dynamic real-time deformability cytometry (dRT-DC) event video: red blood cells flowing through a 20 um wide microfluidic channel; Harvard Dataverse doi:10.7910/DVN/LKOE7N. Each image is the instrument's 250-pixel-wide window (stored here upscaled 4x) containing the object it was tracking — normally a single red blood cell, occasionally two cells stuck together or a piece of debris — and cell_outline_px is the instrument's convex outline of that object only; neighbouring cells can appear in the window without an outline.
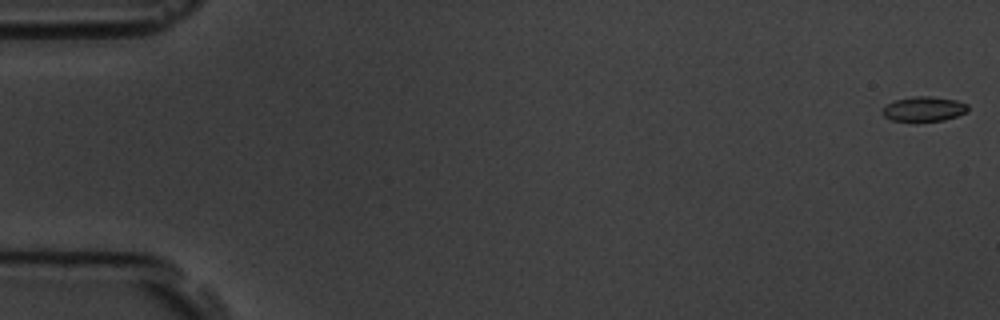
{"species": "common noctule bat (a hibernating species)", "species_latin": "Nyctalus noctula", "temperature_condition": "room temperature", "stored_images_in_passage": 58, "camera_frame_rate_fps": 3000, "um_per_image_px": 0.085, "animal": {"sex": "male", "body_mass_g": 19.5, "forearm_length_mm": 54.6}, "frame": {"image": 1, "passage_image": 1, "time_ms": 0.0, "image_size_px": [1000, 320], "cell_outline_px": [[968, 112], [944, 120], [892, 120], [884, 116], [880, 112], [888, 104], [896, 100], [912, 96], [928, 96], [956, 100], [968, 104]], "centroid_in_image_um": [78.55, 9.25], "position_along_channel_um": 6.4, "area_um2": 12.08}}
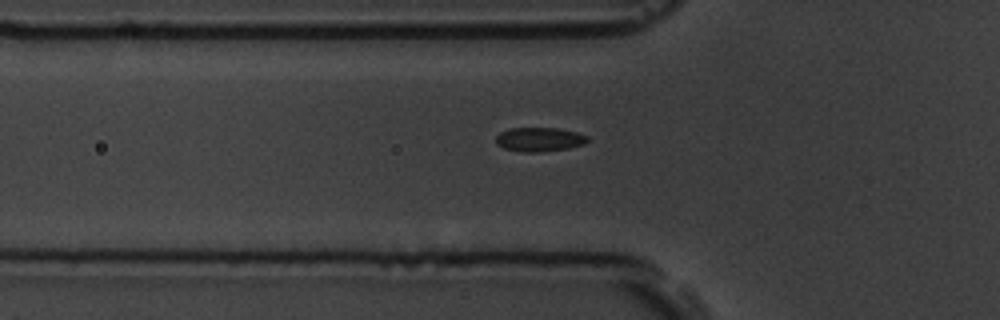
{"frame": {"image": 2, "passage_image": 20, "time_ms": 6.333, "image_size_px": [1000, 320], "cell_outline_px": [[588, 140], [584, 144], [568, 148], [540, 152], [520, 152], [504, 148], [496, 144], [496, 136], [500, 132], [508, 128], [556, 128], [576, 132], [588, 136]], "centroid_in_image_um": [45.82, 11.85], "position_along_channel_um": 80.0, "area_um2": 12.89}}
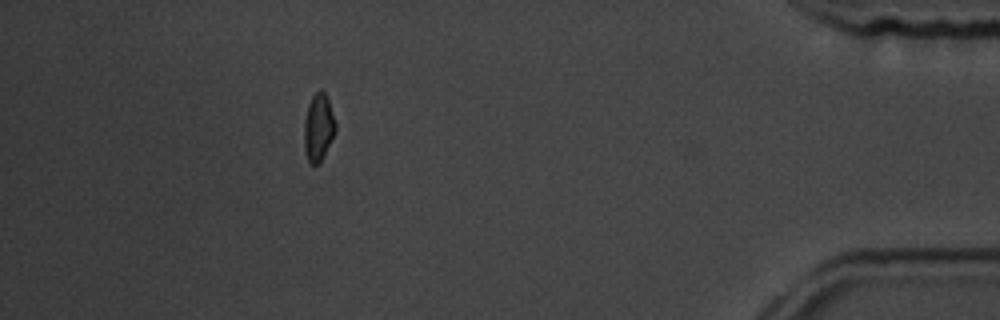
{"frame": {"image": 3, "passage_image": 52, "time_ms": 17.0, "image_size_px": [1000, 320], "cell_outline_px": [[336, 128], [320, 160], [316, 164], [312, 164], [308, 160], [304, 148], [304, 120], [308, 104], [312, 96], [320, 88], [328, 96], [336, 124]], "centroid_in_image_um": [27.05, 10.74], "position_along_channel_um": 408.2, "area_um2": 12.08}, "authors_computed_cell_mechanics": {"area_um2": 12.8316, "velocity_mm_per_s": 3.5771, "shape_relaxation_time_tau1_ms": 3.644, "shape_relaxation_time_tau2_ms": 3.3178, "deformation_change_tau1": 0.0835, "deformation_change_tau2": 0.0464}}